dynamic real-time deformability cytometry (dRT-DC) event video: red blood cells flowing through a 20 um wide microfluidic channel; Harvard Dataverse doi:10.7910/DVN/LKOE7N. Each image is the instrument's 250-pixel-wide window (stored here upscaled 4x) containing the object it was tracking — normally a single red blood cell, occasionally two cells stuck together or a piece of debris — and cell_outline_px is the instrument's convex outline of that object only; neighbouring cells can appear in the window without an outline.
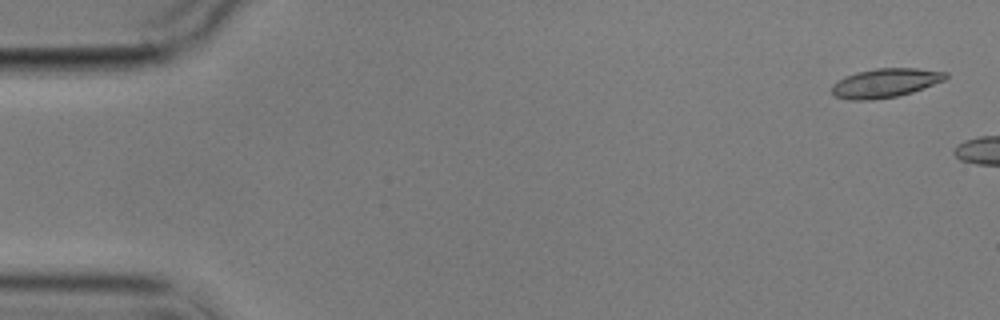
{"species": "common noctule bat (a hibernating species)", "species_latin": "Nyctalus noctula", "temperature_condition": "cold", "stored_images_in_passage": 6, "camera_frame_rate_fps": 3000, "um_per_image_px": 0.085, "animal": {"sex": "male", "body_mass_g": 17.9}, "frame": {"image": 1, "passage_image": 1, "time_ms": 0.0, "image_size_px": [1000, 320], "cell_outline_px": [[948, 76], [944, 80], [924, 88], [912, 92], [896, 96], [872, 100], [848, 100], [836, 96], [832, 92], [832, 84], [844, 76], [856, 72], [876, 68], [916, 68], [948, 72]], "centroid_in_image_um": [75.24, 7.04], "position_along_channel_um": 9.8, "area_um2": 19.31}}
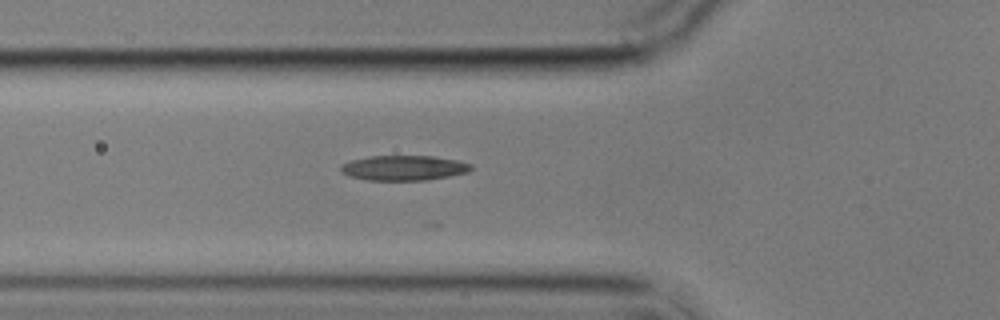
{"frame": {"image": 2, "passage_image": 6, "time_ms": 7.667, "image_size_px": [1000, 320], "cell_outline_px": [[472, 168], [468, 172], [448, 176], [424, 180], [368, 180], [348, 176], [340, 172], [340, 164], [352, 160], [368, 156], [432, 156], [456, 160], [472, 164]], "centroid_in_image_um": [34.27, 14.27], "position_along_channel_um": 91.5, "area_um2": 18.96}}